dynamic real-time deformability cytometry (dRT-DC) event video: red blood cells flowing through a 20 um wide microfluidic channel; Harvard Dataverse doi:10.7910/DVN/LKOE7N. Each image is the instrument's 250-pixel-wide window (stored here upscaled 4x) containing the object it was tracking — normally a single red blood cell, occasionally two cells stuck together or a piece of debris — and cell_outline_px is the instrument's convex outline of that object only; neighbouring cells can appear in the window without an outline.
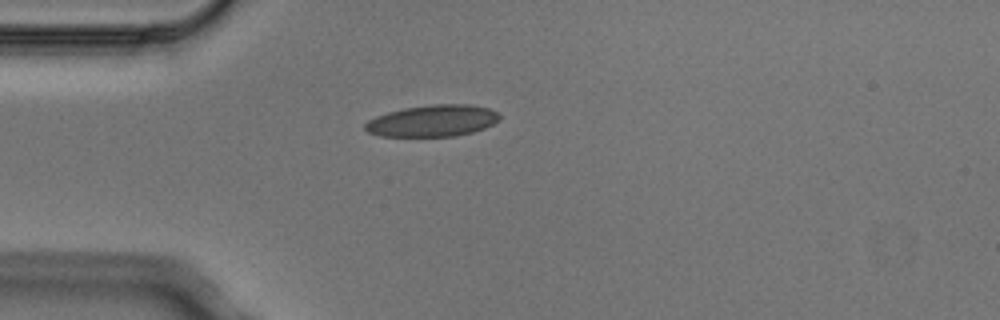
{"species": "Egyptian fruit bat (a non-hibernating species)", "species_latin": "Rousettus aegyptiacus", "temperature_condition": "cold", "stored_images_in_passage": 1, "camera_frame_rate_fps": 3000, "um_per_image_px": 0.085, "animal": {"sex": "male"}, "frame": {"image": 1, "passage_image": 1, "time_ms": 0.0, "image_size_px": [1000, 320], "cell_outline_px": [[500, 120], [484, 128], [472, 132], [456, 136], [380, 136], [368, 132], [364, 128], [364, 124], [368, 120], [376, 116], [388, 112], [404, 108], [432, 104], [468, 104], [488, 108], [496, 112], [500, 116]], "centroid_in_image_um": [36.76, 10.26], "position_along_channel_um": 48.2, "area_um2": 24.74}}